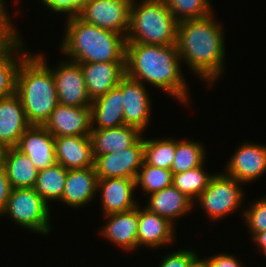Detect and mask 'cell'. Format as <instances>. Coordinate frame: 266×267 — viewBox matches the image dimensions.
Returning a JSON list of instances; mask_svg holds the SVG:
<instances>
[{"instance_id": "obj_1", "label": "cell", "mask_w": 266, "mask_h": 267, "mask_svg": "<svg viewBox=\"0 0 266 267\" xmlns=\"http://www.w3.org/2000/svg\"><path fill=\"white\" fill-rule=\"evenodd\" d=\"M213 16L178 22L176 42L181 61L209 87L221 77L226 56L222 25Z\"/></svg>"}, {"instance_id": "obj_2", "label": "cell", "mask_w": 266, "mask_h": 267, "mask_svg": "<svg viewBox=\"0 0 266 267\" xmlns=\"http://www.w3.org/2000/svg\"><path fill=\"white\" fill-rule=\"evenodd\" d=\"M181 62L176 44L126 43L125 74L144 85L148 82L175 100L187 104L190 95Z\"/></svg>"}, {"instance_id": "obj_3", "label": "cell", "mask_w": 266, "mask_h": 267, "mask_svg": "<svg viewBox=\"0 0 266 267\" xmlns=\"http://www.w3.org/2000/svg\"><path fill=\"white\" fill-rule=\"evenodd\" d=\"M65 35L60 45L63 55L77 63L125 62L127 39L67 14Z\"/></svg>"}, {"instance_id": "obj_4", "label": "cell", "mask_w": 266, "mask_h": 267, "mask_svg": "<svg viewBox=\"0 0 266 267\" xmlns=\"http://www.w3.org/2000/svg\"><path fill=\"white\" fill-rule=\"evenodd\" d=\"M46 59L44 54L30 52L17 71L16 94L30 125L43 126L59 104L54 76Z\"/></svg>"}, {"instance_id": "obj_5", "label": "cell", "mask_w": 266, "mask_h": 267, "mask_svg": "<svg viewBox=\"0 0 266 267\" xmlns=\"http://www.w3.org/2000/svg\"><path fill=\"white\" fill-rule=\"evenodd\" d=\"M178 21L163 0L131 3L126 43L175 45Z\"/></svg>"}, {"instance_id": "obj_6", "label": "cell", "mask_w": 266, "mask_h": 267, "mask_svg": "<svg viewBox=\"0 0 266 267\" xmlns=\"http://www.w3.org/2000/svg\"><path fill=\"white\" fill-rule=\"evenodd\" d=\"M2 215L10 217L19 227L34 233L46 235L51 231L49 204L36 193L34 188L12 189L0 216Z\"/></svg>"}, {"instance_id": "obj_7", "label": "cell", "mask_w": 266, "mask_h": 267, "mask_svg": "<svg viewBox=\"0 0 266 267\" xmlns=\"http://www.w3.org/2000/svg\"><path fill=\"white\" fill-rule=\"evenodd\" d=\"M240 183L225 173L213 174L208 187L195 200L212 221L223 219L242 206L244 192Z\"/></svg>"}, {"instance_id": "obj_8", "label": "cell", "mask_w": 266, "mask_h": 267, "mask_svg": "<svg viewBox=\"0 0 266 267\" xmlns=\"http://www.w3.org/2000/svg\"><path fill=\"white\" fill-rule=\"evenodd\" d=\"M128 0H87L74 14L83 22L122 34L130 28Z\"/></svg>"}, {"instance_id": "obj_9", "label": "cell", "mask_w": 266, "mask_h": 267, "mask_svg": "<svg viewBox=\"0 0 266 267\" xmlns=\"http://www.w3.org/2000/svg\"><path fill=\"white\" fill-rule=\"evenodd\" d=\"M144 162V137H140L131 147L123 151L98 155L94 167L98 179L129 178L137 179Z\"/></svg>"}, {"instance_id": "obj_10", "label": "cell", "mask_w": 266, "mask_h": 267, "mask_svg": "<svg viewBox=\"0 0 266 267\" xmlns=\"http://www.w3.org/2000/svg\"><path fill=\"white\" fill-rule=\"evenodd\" d=\"M58 64L54 69L51 68L58 103L76 107L91 106L80 63L63 59Z\"/></svg>"}, {"instance_id": "obj_11", "label": "cell", "mask_w": 266, "mask_h": 267, "mask_svg": "<svg viewBox=\"0 0 266 267\" xmlns=\"http://www.w3.org/2000/svg\"><path fill=\"white\" fill-rule=\"evenodd\" d=\"M118 87L123 93L125 125L134 126L144 132L149 125L152 113L147 86L125 74L120 79Z\"/></svg>"}, {"instance_id": "obj_12", "label": "cell", "mask_w": 266, "mask_h": 267, "mask_svg": "<svg viewBox=\"0 0 266 267\" xmlns=\"http://www.w3.org/2000/svg\"><path fill=\"white\" fill-rule=\"evenodd\" d=\"M43 126L54 137L90 136L91 106L76 107L58 104Z\"/></svg>"}, {"instance_id": "obj_13", "label": "cell", "mask_w": 266, "mask_h": 267, "mask_svg": "<svg viewBox=\"0 0 266 267\" xmlns=\"http://www.w3.org/2000/svg\"><path fill=\"white\" fill-rule=\"evenodd\" d=\"M225 174L240 183L259 179L266 171V145L244 142L227 163Z\"/></svg>"}, {"instance_id": "obj_14", "label": "cell", "mask_w": 266, "mask_h": 267, "mask_svg": "<svg viewBox=\"0 0 266 267\" xmlns=\"http://www.w3.org/2000/svg\"><path fill=\"white\" fill-rule=\"evenodd\" d=\"M16 148L29 157L38 171L57 163L54 136L44 126L31 125L20 137Z\"/></svg>"}, {"instance_id": "obj_15", "label": "cell", "mask_w": 266, "mask_h": 267, "mask_svg": "<svg viewBox=\"0 0 266 267\" xmlns=\"http://www.w3.org/2000/svg\"><path fill=\"white\" fill-rule=\"evenodd\" d=\"M136 180L129 178L98 179L99 193L103 216L131 210L139 205L133 193L136 189Z\"/></svg>"}, {"instance_id": "obj_16", "label": "cell", "mask_w": 266, "mask_h": 267, "mask_svg": "<svg viewBox=\"0 0 266 267\" xmlns=\"http://www.w3.org/2000/svg\"><path fill=\"white\" fill-rule=\"evenodd\" d=\"M30 126L21 99L16 93L0 99V150L16 147L20 137Z\"/></svg>"}, {"instance_id": "obj_17", "label": "cell", "mask_w": 266, "mask_h": 267, "mask_svg": "<svg viewBox=\"0 0 266 267\" xmlns=\"http://www.w3.org/2000/svg\"><path fill=\"white\" fill-rule=\"evenodd\" d=\"M91 101L118 86L125 75V62L80 63Z\"/></svg>"}, {"instance_id": "obj_18", "label": "cell", "mask_w": 266, "mask_h": 267, "mask_svg": "<svg viewBox=\"0 0 266 267\" xmlns=\"http://www.w3.org/2000/svg\"><path fill=\"white\" fill-rule=\"evenodd\" d=\"M55 157L67 170L94 167L90 136L54 137Z\"/></svg>"}, {"instance_id": "obj_19", "label": "cell", "mask_w": 266, "mask_h": 267, "mask_svg": "<svg viewBox=\"0 0 266 267\" xmlns=\"http://www.w3.org/2000/svg\"><path fill=\"white\" fill-rule=\"evenodd\" d=\"M97 187L95 167L67 170L61 202L72 208H82L95 198Z\"/></svg>"}, {"instance_id": "obj_20", "label": "cell", "mask_w": 266, "mask_h": 267, "mask_svg": "<svg viewBox=\"0 0 266 267\" xmlns=\"http://www.w3.org/2000/svg\"><path fill=\"white\" fill-rule=\"evenodd\" d=\"M108 220L103 226L101 235L123 250L133 251L138 248V206L120 213L104 216Z\"/></svg>"}, {"instance_id": "obj_21", "label": "cell", "mask_w": 266, "mask_h": 267, "mask_svg": "<svg viewBox=\"0 0 266 267\" xmlns=\"http://www.w3.org/2000/svg\"><path fill=\"white\" fill-rule=\"evenodd\" d=\"M141 208V205H138V247L144 245L155 249L172 243L176 237L174 224L168 219L148 211L145 207Z\"/></svg>"}, {"instance_id": "obj_22", "label": "cell", "mask_w": 266, "mask_h": 267, "mask_svg": "<svg viewBox=\"0 0 266 267\" xmlns=\"http://www.w3.org/2000/svg\"><path fill=\"white\" fill-rule=\"evenodd\" d=\"M143 133L134 126L122 125L109 129H92L90 138L94 159L98 155L123 151L131 147Z\"/></svg>"}, {"instance_id": "obj_23", "label": "cell", "mask_w": 266, "mask_h": 267, "mask_svg": "<svg viewBox=\"0 0 266 267\" xmlns=\"http://www.w3.org/2000/svg\"><path fill=\"white\" fill-rule=\"evenodd\" d=\"M92 129H109L125 125L123 93L116 86L91 103Z\"/></svg>"}, {"instance_id": "obj_24", "label": "cell", "mask_w": 266, "mask_h": 267, "mask_svg": "<svg viewBox=\"0 0 266 267\" xmlns=\"http://www.w3.org/2000/svg\"><path fill=\"white\" fill-rule=\"evenodd\" d=\"M148 197V204L145 208L168 219L173 224L186 213L189 214L194 207V202L173 185L150 194Z\"/></svg>"}, {"instance_id": "obj_25", "label": "cell", "mask_w": 266, "mask_h": 267, "mask_svg": "<svg viewBox=\"0 0 266 267\" xmlns=\"http://www.w3.org/2000/svg\"><path fill=\"white\" fill-rule=\"evenodd\" d=\"M0 160L12 189L34 187L39 171L26 154L16 147L5 148L0 150Z\"/></svg>"}, {"instance_id": "obj_26", "label": "cell", "mask_w": 266, "mask_h": 267, "mask_svg": "<svg viewBox=\"0 0 266 267\" xmlns=\"http://www.w3.org/2000/svg\"><path fill=\"white\" fill-rule=\"evenodd\" d=\"M22 44L21 39L12 49L0 53V99L16 93L17 71L22 60L29 54L24 51Z\"/></svg>"}, {"instance_id": "obj_27", "label": "cell", "mask_w": 266, "mask_h": 267, "mask_svg": "<svg viewBox=\"0 0 266 267\" xmlns=\"http://www.w3.org/2000/svg\"><path fill=\"white\" fill-rule=\"evenodd\" d=\"M66 177L67 169L61 164L56 163L51 168L38 172L33 188L47 204L50 203V200L61 201Z\"/></svg>"}, {"instance_id": "obj_28", "label": "cell", "mask_w": 266, "mask_h": 267, "mask_svg": "<svg viewBox=\"0 0 266 267\" xmlns=\"http://www.w3.org/2000/svg\"><path fill=\"white\" fill-rule=\"evenodd\" d=\"M205 148L202 143L186 140H176L174 160L171 172L178 174L205 165Z\"/></svg>"}, {"instance_id": "obj_29", "label": "cell", "mask_w": 266, "mask_h": 267, "mask_svg": "<svg viewBox=\"0 0 266 267\" xmlns=\"http://www.w3.org/2000/svg\"><path fill=\"white\" fill-rule=\"evenodd\" d=\"M205 166H199L182 173L173 174V186L181 193L185 194L193 202L203 193L208 187L211 178Z\"/></svg>"}, {"instance_id": "obj_30", "label": "cell", "mask_w": 266, "mask_h": 267, "mask_svg": "<svg viewBox=\"0 0 266 267\" xmlns=\"http://www.w3.org/2000/svg\"><path fill=\"white\" fill-rule=\"evenodd\" d=\"M176 148V139H144V162L171 170Z\"/></svg>"}, {"instance_id": "obj_31", "label": "cell", "mask_w": 266, "mask_h": 267, "mask_svg": "<svg viewBox=\"0 0 266 267\" xmlns=\"http://www.w3.org/2000/svg\"><path fill=\"white\" fill-rule=\"evenodd\" d=\"M171 185H173V173L171 170L143 162L136 179V187L141 186L145 194L150 195Z\"/></svg>"}, {"instance_id": "obj_32", "label": "cell", "mask_w": 266, "mask_h": 267, "mask_svg": "<svg viewBox=\"0 0 266 267\" xmlns=\"http://www.w3.org/2000/svg\"><path fill=\"white\" fill-rule=\"evenodd\" d=\"M178 22L202 19L214 14L209 0H163Z\"/></svg>"}, {"instance_id": "obj_33", "label": "cell", "mask_w": 266, "mask_h": 267, "mask_svg": "<svg viewBox=\"0 0 266 267\" xmlns=\"http://www.w3.org/2000/svg\"><path fill=\"white\" fill-rule=\"evenodd\" d=\"M247 208L241 212H243L244 223L248 226L252 239L257 233L266 231V197L255 200Z\"/></svg>"}, {"instance_id": "obj_34", "label": "cell", "mask_w": 266, "mask_h": 267, "mask_svg": "<svg viewBox=\"0 0 266 267\" xmlns=\"http://www.w3.org/2000/svg\"><path fill=\"white\" fill-rule=\"evenodd\" d=\"M4 1L0 0V53L12 49L22 39L17 33V28L12 25Z\"/></svg>"}, {"instance_id": "obj_35", "label": "cell", "mask_w": 266, "mask_h": 267, "mask_svg": "<svg viewBox=\"0 0 266 267\" xmlns=\"http://www.w3.org/2000/svg\"><path fill=\"white\" fill-rule=\"evenodd\" d=\"M197 255L193 250L180 249L162 258L163 260L159 263V267H188Z\"/></svg>"}, {"instance_id": "obj_36", "label": "cell", "mask_w": 266, "mask_h": 267, "mask_svg": "<svg viewBox=\"0 0 266 267\" xmlns=\"http://www.w3.org/2000/svg\"><path fill=\"white\" fill-rule=\"evenodd\" d=\"M87 0H41L54 13H75Z\"/></svg>"}, {"instance_id": "obj_37", "label": "cell", "mask_w": 266, "mask_h": 267, "mask_svg": "<svg viewBox=\"0 0 266 267\" xmlns=\"http://www.w3.org/2000/svg\"><path fill=\"white\" fill-rule=\"evenodd\" d=\"M209 264V267H244L240 260L233 254H216L209 258H205Z\"/></svg>"}, {"instance_id": "obj_38", "label": "cell", "mask_w": 266, "mask_h": 267, "mask_svg": "<svg viewBox=\"0 0 266 267\" xmlns=\"http://www.w3.org/2000/svg\"><path fill=\"white\" fill-rule=\"evenodd\" d=\"M12 187L7 178L3 163L0 160V214L4 210Z\"/></svg>"}, {"instance_id": "obj_39", "label": "cell", "mask_w": 266, "mask_h": 267, "mask_svg": "<svg viewBox=\"0 0 266 267\" xmlns=\"http://www.w3.org/2000/svg\"><path fill=\"white\" fill-rule=\"evenodd\" d=\"M253 242H255L259 247V250L266 255V231L257 233L253 238Z\"/></svg>"}, {"instance_id": "obj_40", "label": "cell", "mask_w": 266, "mask_h": 267, "mask_svg": "<svg viewBox=\"0 0 266 267\" xmlns=\"http://www.w3.org/2000/svg\"><path fill=\"white\" fill-rule=\"evenodd\" d=\"M188 267H209L206 259H201L198 255L190 262Z\"/></svg>"}, {"instance_id": "obj_41", "label": "cell", "mask_w": 266, "mask_h": 267, "mask_svg": "<svg viewBox=\"0 0 266 267\" xmlns=\"http://www.w3.org/2000/svg\"><path fill=\"white\" fill-rule=\"evenodd\" d=\"M130 3L136 2V0H128ZM142 1H148V0H142Z\"/></svg>"}]
</instances>
